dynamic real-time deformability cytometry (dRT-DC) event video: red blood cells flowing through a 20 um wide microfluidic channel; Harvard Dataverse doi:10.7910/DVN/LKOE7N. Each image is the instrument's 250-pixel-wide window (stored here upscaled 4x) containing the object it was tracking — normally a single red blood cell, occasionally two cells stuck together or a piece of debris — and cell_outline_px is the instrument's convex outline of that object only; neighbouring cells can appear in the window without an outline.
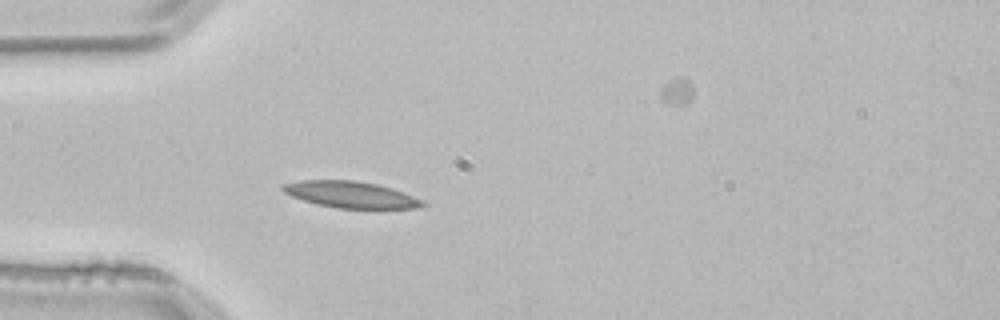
{"species": "common noctule bat (a hibernating species)", "species_latin": "Nyctalus noctula", "temperature_condition": "room temperature", "stored_images_in_passage": 3, "camera_frame_rate_fps": 3000, "um_per_image_px": 0.085, "animal": {"sex": "male", "body_mass_g": 21.5, "forearm_length_mm": 52.0}, "frame": {"image": 1, "passage_image": 3, "time_ms": 0.667, "image_size_px": [1000, 320], "cell_outline_px": [[424, 204], [416, 208], [336, 208], [316, 204], [292, 196], [284, 192], [280, 188], [284, 184], [300, 180], [356, 180], [376, 184], [424, 200]], "centroid_in_image_um": [29.75, 16.54], "position_along_channel_um": 55.2, "area_um2": 21.15}}